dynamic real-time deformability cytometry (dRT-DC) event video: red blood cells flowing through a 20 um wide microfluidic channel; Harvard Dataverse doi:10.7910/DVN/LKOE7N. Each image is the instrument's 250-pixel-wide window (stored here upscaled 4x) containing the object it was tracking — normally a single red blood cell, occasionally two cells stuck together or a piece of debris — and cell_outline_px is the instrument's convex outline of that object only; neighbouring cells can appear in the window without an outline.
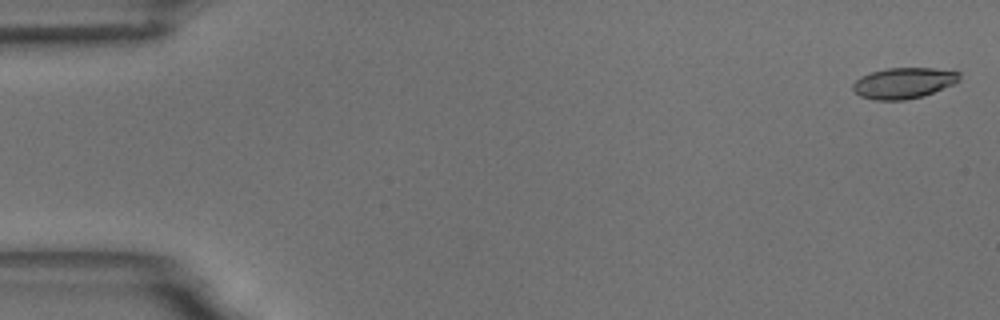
{"species": "common noctule bat (a hibernating species)", "species_latin": "Nyctalus noctula", "temperature_condition": "room temperature", "stored_images_in_passage": 56, "camera_frame_rate_fps": 3000, "um_per_image_px": 0.085, "animal": {"sex": "male", "body_mass_g": 18.8}, "frame": {"image": 1, "passage_image": 2, "time_ms": 0.333, "image_size_px": [1000, 320], "cell_outline_px": [[960, 80], [952, 84], [924, 96], [904, 100], [876, 100], [860, 96], [852, 88], [852, 84], [860, 76], [872, 72], [888, 68], [932, 68], [960, 72]], "centroid_in_image_um": [76.79, 7.06], "position_along_channel_um": 8.2, "area_um2": 19.07}}
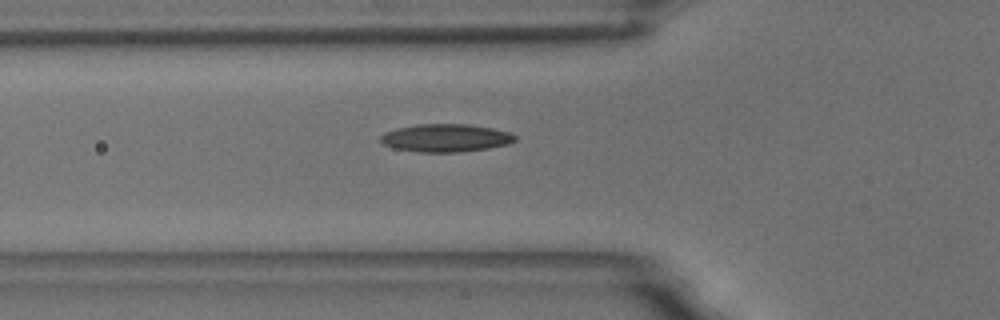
{"frame": {"image": 2, "passage_image": 20, "time_ms": 6.333, "image_size_px": [1000, 320], "cell_outline_px": [[516, 140], [508, 144], [488, 148], [460, 152], [420, 152], [396, 148], [384, 144], [380, 140], [380, 136], [384, 132], [396, 128], [416, 124], [468, 124], [492, 128], [508, 132], [516, 136]], "centroid_in_image_um": [37.87, 11.72], "position_along_channel_um": 87.9, "area_um2": 21.79}}
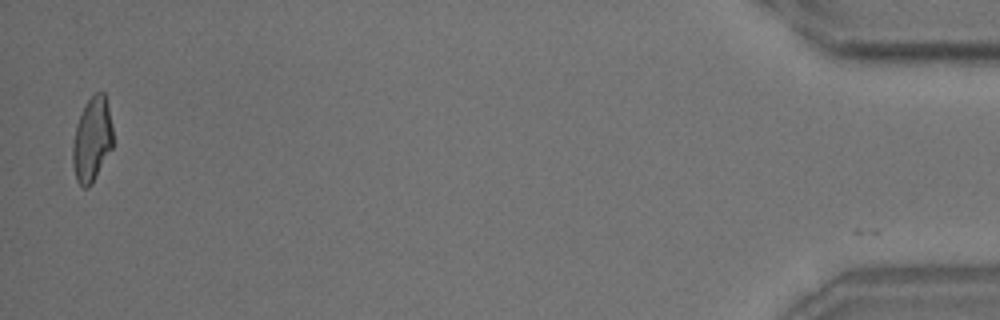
{"frame": {"image": 3, "passage_image": 55, "time_ms": 18.0, "image_size_px": [1000, 320], "cell_outline_px": [[112, 148], [92, 184], [88, 188], [84, 188], [76, 180], [72, 164], [72, 148], [76, 124], [88, 100], [96, 92], [104, 92], [108, 108], [112, 128]], "centroid_in_image_um": [7.81, 11.91], "position_along_channel_um": 427.4, "area_um2": 19.59}, "authors_computed_cell_mechanics": {"area_um2": 20.3456, "velocity_mm_per_s": 3.6703, "shape_relaxation_time_tau1_ms": 7.2382, "shape_relaxation_time_tau2_ms": 2.0342, "deformation_change_tau1": 0.2012, "deformation_change_tau2": 0.0877}}